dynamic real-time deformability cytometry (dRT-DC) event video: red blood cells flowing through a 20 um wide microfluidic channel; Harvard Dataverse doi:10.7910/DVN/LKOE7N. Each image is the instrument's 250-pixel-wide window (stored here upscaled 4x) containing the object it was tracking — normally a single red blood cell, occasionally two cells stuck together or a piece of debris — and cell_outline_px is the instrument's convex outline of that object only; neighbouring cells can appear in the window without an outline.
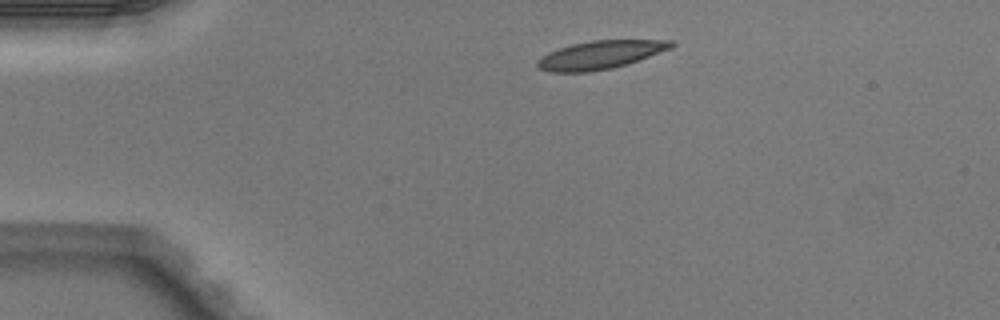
{"species": "Egyptian fruit bat (a non-hibernating species)", "species_latin": "Rousettus aegyptiacus", "temperature_condition": "warm", "stored_images_in_passage": 41, "camera_frame_rate_fps": 3000, "um_per_image_px": 0.085, "animal": {"sex": "male"}, "frame": {"image": 1, "passage_image": 1, "time_ms": 0.0, "image_size_px": [1000, 320], "cell_outline_px": [[676, 44], [672, 48], [612, 68], [588, 72], [548, 72], [540, 68], [536, 64], [536, 60], [540, 56], [548, 52], [572, 44], [592, 40], [672, 40]], "centroid_in_image_um": [50.98, 4.66], "position_along_channel_um": 34.0, "area_um2": 21.85}}
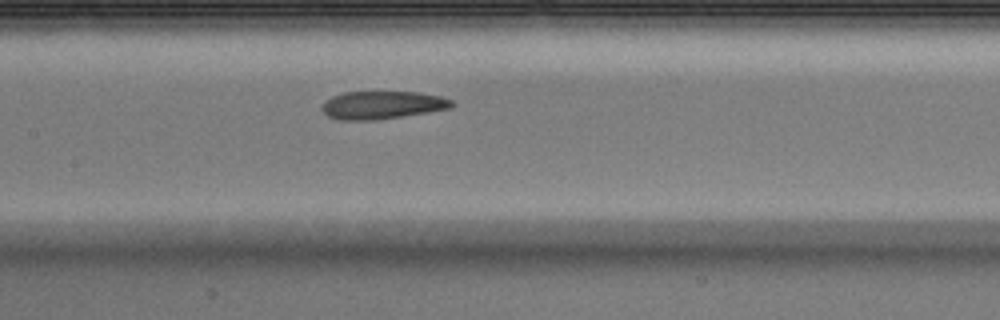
{"frame": {"image": 2, "passage_image": 15, "time_ms": 4.667, "image_size_px": [1000, 320], "cell_outline_px": [[456, 104], [452, 108], [428, 112], [376, 120], [340, 120], [328, 116], [320, 108], [324, 100], [332, 96], [344, 92], [420, 92], [440, 96], [452, 100]], "centroid_in_image_um": [32.49, 8.92], "position_along_channel_um": 174.9, "area_um2": 21.27}}
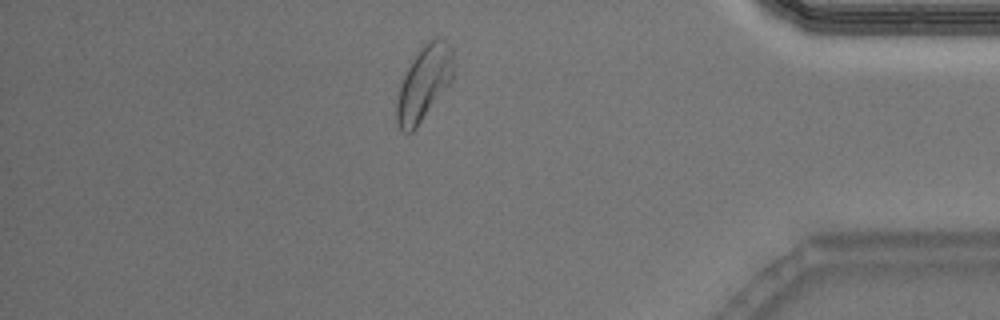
{"frame": {"image": 3, "passage_image": 34, "time_ms": 11.0, "image_size_px": [1000, 320], "cell_outline_px": [[452, 80], [416, 128], [412, 132], [408, 132], [400, 128], [396, 124], [396, 104], [400, 84], [412, 60], [420, 48], [424, 44], [436, 36], [452, 48]], "centroid_in_image_um": [36.01, 7.08], "position_along_channel_um": 399.2, "area_um2": 24.04}, "authors_computed_cell_mechanics": {"area_um2": 22.253, "velocity_mm_per_s": 4.0502, "shape_relaxation_time_tau1_ms": null, "shape_relaxation_time_tau2_ms": 4.439, "deformation_change_tau1": null, "deformation_change_tau2": 0.1314}}